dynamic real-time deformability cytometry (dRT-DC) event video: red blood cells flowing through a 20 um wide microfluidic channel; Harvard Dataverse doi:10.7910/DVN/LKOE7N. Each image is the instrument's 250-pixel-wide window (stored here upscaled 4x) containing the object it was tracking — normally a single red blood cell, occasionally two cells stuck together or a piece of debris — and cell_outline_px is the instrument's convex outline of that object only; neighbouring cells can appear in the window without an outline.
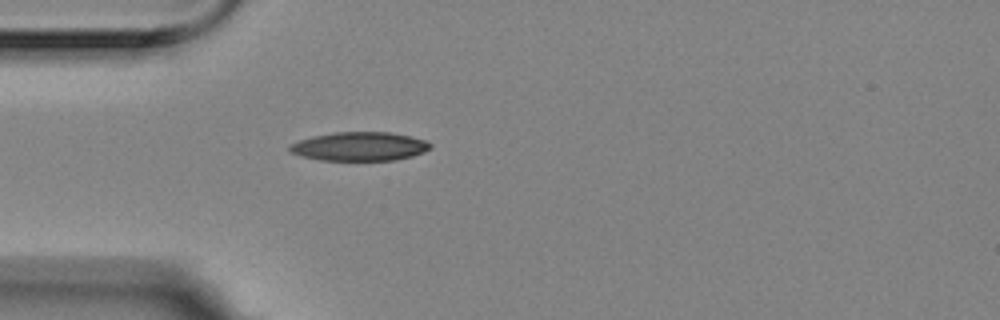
{"species": "Egyptian fruit bat (a non-hibernating species)", "species_latin": "Rousettus aegyptiacus", "temperature_condition": "room temperature", "stored_images_in_passage": 1, "camera_frame_rate_fps": 3000, "um_per_image_px": 0.085, "animal": {"sex": "female"}, "frame": {"image": 1, "passage_image": 1, "time_ms": 0.0, "image_size_px": [1000, 320], "cell_outline_px": [[432, 148], [424, 152], [412, 156], [396, 160], [320, 160], [300, 156], [292, 152], [288, 148], [288, 144], [312, 136], [332, 132], [388, 132], [408, 136], [424, 140], [432, 144]], "centroid_in_image_um": [30.54, 12.44], "position_along_channel_um": 54.5, "area_um2": 23.64}}